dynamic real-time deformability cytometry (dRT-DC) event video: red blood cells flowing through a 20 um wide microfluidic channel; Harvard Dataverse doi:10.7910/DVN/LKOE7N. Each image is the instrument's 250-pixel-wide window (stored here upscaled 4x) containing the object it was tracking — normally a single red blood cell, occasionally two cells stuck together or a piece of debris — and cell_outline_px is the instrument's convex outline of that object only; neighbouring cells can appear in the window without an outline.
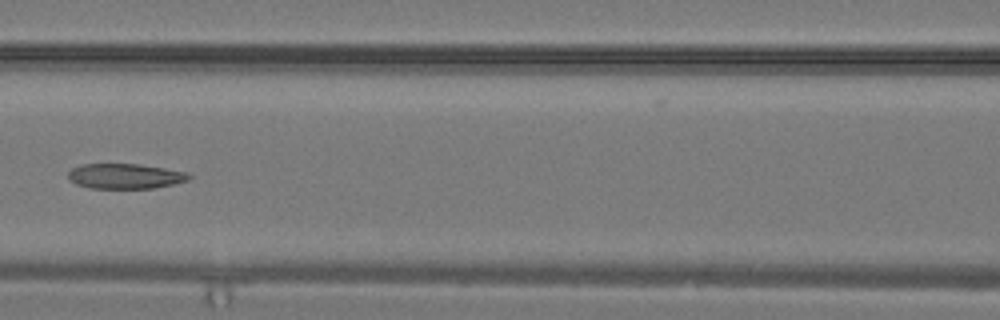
{"species": "common noctule bat (a hibernating species)", "species_latin": "Nyctalus noctula", "temperature_condition": "warm", "stored_images_in_passage": 9, "camera_frame_rate_fps": 3000, "um_per_image_px": 0.085, "animal": {"sex": "male", "body_mass_g": 19.2, "forearm_length_mm": 51.8}, "frame": {"image": 1, "passage_image": 6, "time_ms": 1.667, "image_size_px": [1000, 320], "cell_outline_px": [[192, 176], [188, 180], [172, 184], [152, 188], [88, 188], [76, 184], [68, 176], [68, 172], [72, 168], [80, 164], [136, 164], [164, 168], [188, 172]], "centroid_in_image_um": [10.63, 14.97], "position_along_channel_um": 156.0, "area_um2": 17.57}}
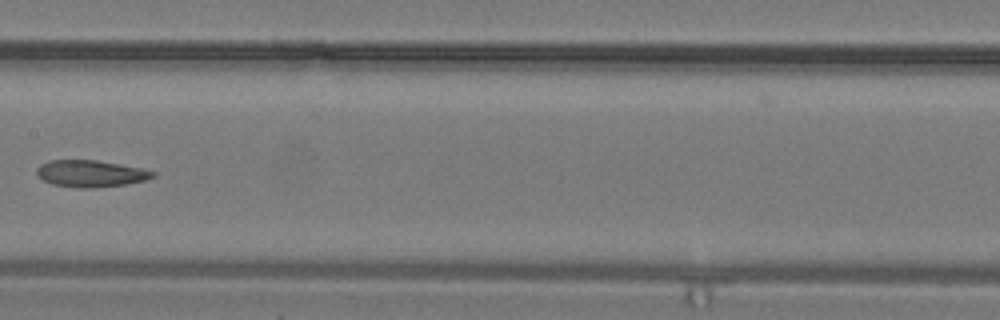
{"frame": {"image": 2, "passage_image": 8, "time_ms": 2.333, "image_size_px": [1000, 320], "cell_outline_px": [[156, 176], [144, 180], [124, 184], [88, 188], [76, 188], [52, 184], [44, 180], [36, 172], [36, 168], [40, 164], [48, 160], [96, 160], [120, 164], [140, 168], [156, 172]], "centroid_in_image_um": [7.68, 14.74], "position_along_channel_um": 199.7, "area_um2": 17.98}}